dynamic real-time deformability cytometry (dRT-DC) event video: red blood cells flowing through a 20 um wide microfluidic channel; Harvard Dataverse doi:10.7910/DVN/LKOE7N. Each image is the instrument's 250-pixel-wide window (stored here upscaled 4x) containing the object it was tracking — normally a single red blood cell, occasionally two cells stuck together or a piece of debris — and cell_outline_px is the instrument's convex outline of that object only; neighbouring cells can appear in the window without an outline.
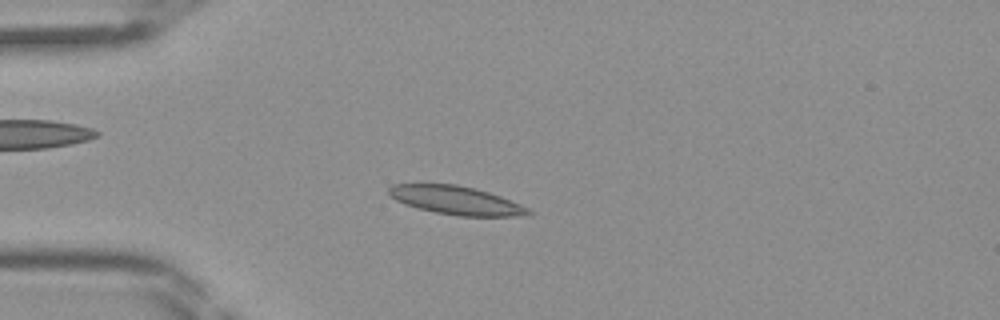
{"species": "Egyptian fruit bat (a non-hibernating species)", "species_latin": "Rousettus aegyptiacus", "temperature_condition": "room temperature", "stored_images_in_passage": 36, "camera_frame_rate_fps": 3000, "um_per_image_px": 0.085, "frame": {"image": 1, "passage_image": 11, "time_ms": 3.333, "image_size_px": [1000, 320], "cell_outline_px": [[536, 212], [528, 216], [460, 216], [436, 212], [404, 204], [396, 200], [388, 192], [388, 188], [392, 184], [456, 184], [476, 188], [500, 196], [520, 204]], "centroid_in_image_um": [38.82, 17.03], "position_along_channel_um": 46.2, "area_um2": 23.12}}
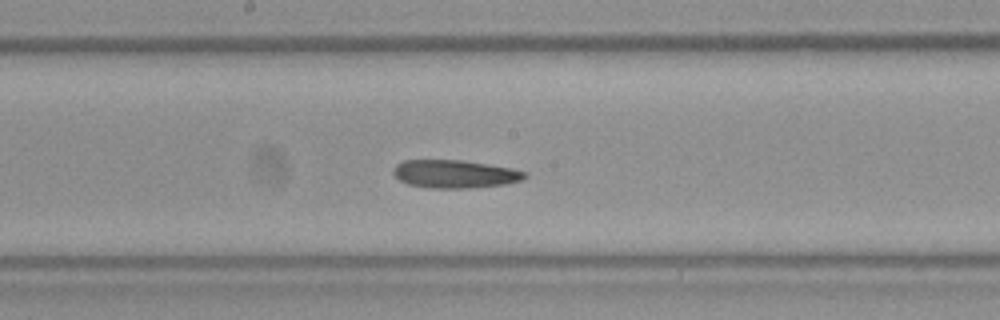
{"frame": {"image": 2, "passage_image": 23, "time_ms": 7.333, "image_size_px": [1000, 320], "cell_outline_px": [[528, 176], [524, 180], [504, 184], [472, 188], [432, 188], [408, 184], [400, 180], [392, 172], [396, 164], [404, 160], [460, 160], [488, 164], [512, 168], [528, 172]], "centroid_in_image_um": [38.7, 14.79], "position_along_channel_um": 209.5, "area_um2": 21.56}}
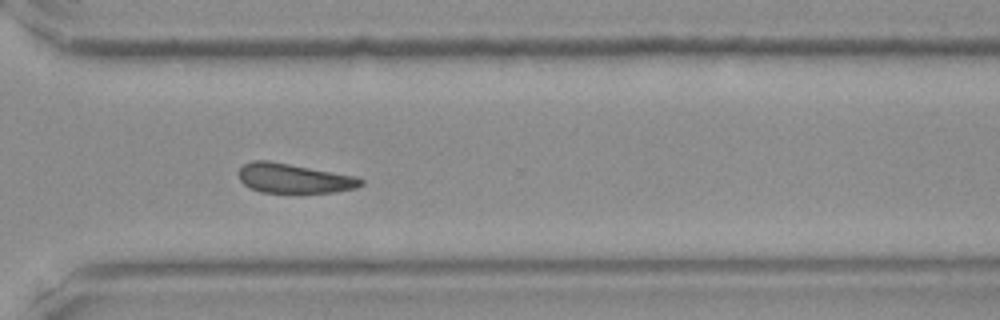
{"frame": {"image": 3, "passage_image": 32, "time_ms": 10.333, "image_size_px": [1000, 320], "cell_outline_px": [[364, 184], [356, 188], [336, 192], [260, 192], [248, 188], [240, 180], [236, 172], [244, 164], [252, 160], [268, 160], [356, 176], [364, 180]], "centroid_in_image_um": [24.95, 15.15], "position_along_channel_um": 345.6, "area_um2": 21.15}}